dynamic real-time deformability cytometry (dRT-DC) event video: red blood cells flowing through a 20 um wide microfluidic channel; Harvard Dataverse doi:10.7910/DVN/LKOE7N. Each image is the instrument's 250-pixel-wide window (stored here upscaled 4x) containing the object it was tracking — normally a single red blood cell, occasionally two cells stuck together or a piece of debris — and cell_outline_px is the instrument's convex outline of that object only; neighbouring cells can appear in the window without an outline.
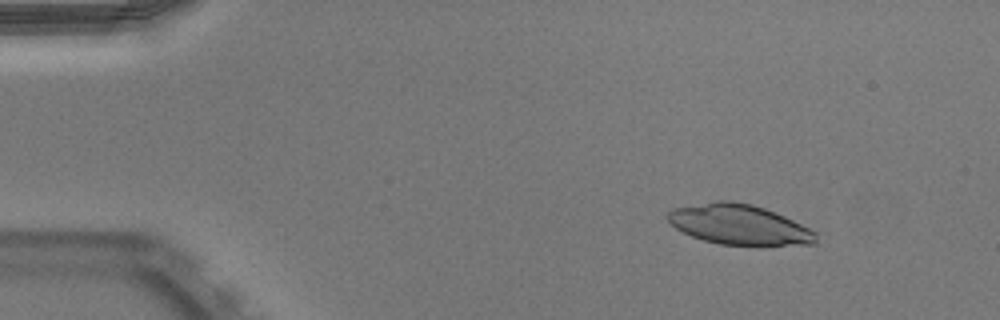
{"species": "Egyptian fruit bat (a non-hibernating species)", "species_latin": "Rousettus aegyptiacus", "temperature_condition": "warm", "stored_images_in_passage": 51, "camera_frame_rate_fps": 3000, "um_per_image_px": 0.085, "animal": {"sex": "male"}, "frame": {"image": 1, "passage_image": 6, "time_ms": 1.667, "image_size_px": [1000, 320], "cell_outline_px": [[816, 244], [756, 248], [720, 244], [704, 240], [692, 236], [676, 228], [664, 216], [672, 208], [716, 200], [732, 200], [752, 204], [764, 208], [784, 216], [816, 232]], "centroid_in_image_um": [62.85, 19.13], "position_along_channel_um": 22.1, "area_um2": 35.6}}